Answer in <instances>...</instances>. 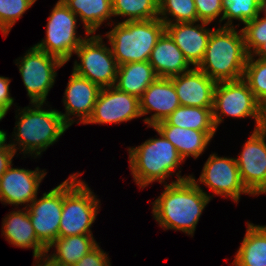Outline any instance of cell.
I'll list each match as a JSON object with an SVG mask.
<instances>
[{"instance_id": "6da1fadb", "label": "cell", "mask_w": 266, "mask_h": 266, "mask_svg": "<svg viewBox=\"0 0 266 266\" xmlns=\"http://www.w3.org/2000/svg\"><path fill=\"white\" fill-rule=\"evenodd\" d=\"M153 203V216L163 229H175L192 235L205 206L213 196L203 192L192 176H179Z\"/></svg>"}, {"instance_id": "7a4b0ae2", "label": "cell", "mask_w": 266, "mask_h": 266, "mask_svg": "<svg viewBox=\"0 0 266 266\" xmlns=\"http://www.w3.org/2000/svg\"><path fill=\"white\" fill-rule=\"evenodd\" d=\"M239 33L234 26L213 29L197 68L215 82L242 79L248 54L242 30Z\"/></svg>"}, {"instance_id": "3957f363", "label": "cell", "mask_w": 266, "mask_h": 266, "mask_svg": "<svg viewBox=\"0 0 266 266\" xmlns=\"http://www.w3.org/2000/svg\"><path fill=\"white\" fill-rule=\"evenodd\" d=\"M165 32V24L154 18L144 21H123L106 33L117 65L148 61Z\"/></svg>"}, {"instance_id": "277c9868", "label": "cell", "mask_w": 266, "mask_h": 266, "mask_svg": "<svg viewBox=\"0 0 266 266\" xmlns=\"http://www.w3.org/2000/svg\"><path fill=\"white\" fill-rule=\"evenodd\" d=\"M153 129L160 138H150L128 150L131 174L141 188L155 181L164 182L184 162L174 145L154 126Z\"/></svg>"}, {"instance_id": "5b68a950", "label": "cell", "mask_w": 266, "mask_h": 266, "mask_svg": "<svg viewBox=\"0 0 266 266\" xmlns=\"http://www.w3.org/2000/svg\"><path fill=\"white\" fill-rule=\"evenodd\" d=\"M32 105L35 108L24 107L18 113L20 117L14 128H17L14 136L23 154L35 153L36 157L55 143L69 126L58 110H43L41 107L43 103H32Z\"/></svg>"}, {"instance_id": "8992f818", "label": "cell", "mask_w": 266, "mask_h": 266, "mask_svg": "<svg viewBox=\"0 0 266 266\" xmlns=\"http://www.w3.org/2000/svg\"><path fill=\"white\" fill-rule=\"evenodd\" d=\"M78 176L72 174L63 182L59 237L92 234L90 227L98 214L100 201Z\"/></svg>"}, {"instance_id": "52a82bcc", "label": "cell", "mask_w": 266, "mask_h": 266, "mask_svg": "<svg viewBox=\"0 0 266 266\" xmlns=\"http://www.w3.org/2000/svg\"><path fill=\"white\" fill-rule=\"evenodd\" d=\"M76 22L77 16L62 0H58L48 18L46 38L35 46L64 63L68 62L80 44L90 35L86 34L85 38L77 37Z\"/></svg>"}, {"instance_id": "ba28073f", "label": "cell", "mask_w": 266, "mask_h": 266, "mask_svg": "<svg viewBox=\"0 0 266 266\" xmlns=\"http://www.w3.org/2000/svg\"><path fill=\"white\" fill-rule=\"evenodd\" d=\"M80 62H74L73 72L101 88L114 86L118 65L111 48L103 44L102 36L86 38L77 48Z\"/></svg>"}, {"instance_id": "9c48e42d", "label": "cell", "mask_w": 266, "mask_h": 266, "mask_svg": "<svg viewBox=\"0 0 266 266\" xmlns=\"http://www.w3.org/2000/svg\"><path fill=\"white\" fill-rule=\"evenodd\" d=\"M260 108L261 104L255 99L253 92L243 79L217 82L212 107V117L216 129L223 121V115L234 118L251 116L256 121L255 129H258Z\"/></svg>"}, {"instance_id": "30bf717a", "label": "cell", "mask_w": 266, "mask_h": 266, "mask_svg": "<svg viewBox=\"0 0 266 266\" xmlns=\"http://www.w3.org/2000/svg\"><path fill=\"white\" fill-rule=\"evenodd\" d=\"M18 60L16 64L19 65V72L27 89V95L30 97V103L44 104L48 92L54 85L56 69L65 63L38 49L35 45L23 58L21 57V61L20 58Z\"/></svg>"}, {"instance_id": "8fae6325", "label": "cell", "mask_w": 266, "mask_h": 266, "mask_svg": "<svg viewBox=\"0 0 266 266\" xmlns=\"http://www.w3.org/2000/svg\"><path fill=\"white\" fill-rule=\"evenodd\" d=\"M266 132L254 129L236 159L243 185L252 195L266 194Z\"/></svg>"}, {"instance_id": "7c38bea8", "label": "cell", "mask_w": 266, "mask_h": 266, "mask_svg": "<svg viewBox=\"0 0 266 266\" xmlns=\"http://www.w3.org/2000/svg\"><path fill=\"white\" fill-rule=\"evenodd\" d=\"M31 204V205H30ZM27 206V211L37 238L48 247L59 237L63 206V183L53 188Z\"/></svg>"}, {"instance_id": "4fadbf2b", "label": "cell", "mask_w": 266, "mask_h": 266, "mask_svg": "<svg viewBox=\"0 0 266 266\" xmlns=\"http://www.w3.org/2000/svg\"><path fill=\"white\" fill-rule=\"evenodd\" d=\"M216 155L209 156L198 181L208 186L215 195L229 196L236 203L241 193L252 195L241 181L236 159Z\"/></svg>"}, {"instance_id": "5bb4252c", "label": "cell", "mask_w": 266, "mask_h": 266, "mask_svg": "<svg viewBox=\"0 0 266 266\" xmlns=\"http://www.w3.org/2000/svg\"><path fill=\"white\" fill-rule=\"evenodd\" d=\"M141 116L138 97L110 86L101 88L93 112L85 124H119Z\"/></svg>"}, {"instance_id": "9a60e30c", "label": "cell", "mask_w": 266, "mask_h": 266, "mask_svg": "<svg viewBox=\"0 0 266 266\" xmlns=\"http://www.w3.org/2000/svg\"><path fill=\"white\" fill-rule=\"evenodd\" d=\"M26 170L10 168L0 177V201L5 204L31 203L37 197V191L46 173L44 170Z\"/></svg>"}, {"instance_id": "2e32d148", "label": "cell", "mask_w": 266, "mask_h": 266, "mask_svg": "<svg viewBox=\"0 0 266 266\" xmlns=\"http://www.w3.org/2000/svg\"><path fill=\"white\" fill-rule=\"evenodd\" d=\"M100 91L99 85L72 72L63 97L66 111L65 114L61 113L69 127L75 122L69 118L71 115L79 117V123L85 124L88 121Z\"/></svg>"}, {"instance_id": "e0dca14e", "label": "cell", "mask_w": 266, "mask_h": 266, "mask_svg": "<svg viewBox=\"0 0 266 266\" xmlns=\"http://www.w3.org/2000/svg\"><path fill=\"white\" fill-rule=\"evenodd\" d=\"M141 115L155 111L151 117L144 119L148 126L153 127L164 121L180 106L178 95L170 78L158 77L139 98Z\"/></svg>"}, {"instance_id": "ac0fdd59", "label": "cell", "mask_w": 266, "mask_h": 266, "mask_svg": "<svg viewBox=\"0 0 266 266\" xmlns=\"http://www.w3.org/2000/svg\"><path fill=\"white\" fill-rule=\"evenodd\" d=\"M180 105L212 108L217 82L209 78L197 67L186 73L170 77Z\"/></svg>"}, {"instance_id": "d6986e66", "label": "cell", "mask_w": 266, "mask_h": 266, "mask_svg": "<svg viewBox=\"0 0 266 266\" xmlns=\"http://www.w3.org/2000/svg\"><path fill=\"white\" fill-rule=\"evenodd\" d=\"M180 22L165 24V31L173 39L176 46L183 52L184 57L193 65L198 67L202 62L209 37L213 30L206 29L210 23L202 22Z\"/></svg>"}, {"instance_id": "ffe728a7", "label": "cell", "mask_w": 266, "mask_h": 266, "mask_svg": "<svg viewBox=\"0 0 266 266\" xmlns=\"http://www.w3.org/2000/svg\"><path fill=\"white\" fill-rule=\"evenodd\" d=\"M148 62L158 77L170 78L190 71L189 62L165 31L153 48Z\"/></svg>"}, {"instance_id": "44dd1931", "label": "cell", "mask_w": 266, "mask_h": 266, "mask_svg": "<svg viewBox=\"0 0 266 266\" xmlns=\"http://www.w3.org/2000/svg\"><path fill=\"white\" fill-rule=\"evenodd\" d=\"M26 212H25V210ZM21 210L13 211L3 219L2 233L7 241L16 247L32 248L33 257L44 255L47 247L37 238L32 226L27 206Z\"/></svg>"}, {"instance_id": "7402d4cb", "label": "cell", "mask_w": 266, "mask_h": 266, "mask_svg": "<svg viewBox=\"0 0 266 266\" xmlns=\"http://www.w3.org/2000/svg\"><path fill=\"white\" fill-rule=\"evenodd\" d=\"M164 137L169 140L179 155L185 158L199 157L213 138L216 131H196L169 125L165 120L154 126Z\"/></svg>"}, {"instance_id": "603a6c76", "label": "cell", "mask_w": 266, "mask_h": 266, "mask_svg": "<svg viewBox=\"0 0 266 266\" xmlns=\"http://www.w3.org/2000/svg\"><path fill=\"white\" fill-rule=\"evenodd\" d=\"M157 78L154 68L148 61L121 64L117 69L114 86L120 91L140 98Z\"/></svg>"}, {"instance_id": "cb8c5ba5", "label": "cell", "mask_w": 266, "mask_h": 266, "mask_svg": "<svg viewBox=\"0 0 266 266\" xmlns=\"http://www.w3.org/2000/svg\"><path fill=\"white\" fill-rule=\"evenodd\" d=\"M232 265L266 266V226L247 222L246 234Z\"/></svg>"}, {"instance_id": "d4e9b609", "label": "cell", "mask_w": 266, "mask_h": 266, "mask_svg": "<svg viewBox=\"0 0 266 266\" xmlns=\"http://www.w3.org/2000/svg\"><path fill=\"white\" fill-rule=\"evenodd\" d=\"M97 245L93 234L58 237L47 247L46 253L55 247L56 253L49 257L57 263L73 266Z\"/></svg>"}, {"instance_id": "484cf974", "label": "cell", "mask_w": 266, "mask_h": 266, "mask_svg": "<svg viewBox=\"0 0 266 266\" xmlns=\"http://www.w3.org/2000/svg\"><path fill=\"white\" fill-rule=\"evenodd\" d=\"M83 21L86 34H93L105 20L111 19V0H62Z\"/></svg>"}, {"instance_id": "4316f807", "label": "cell", "mask_w": 266, "mask_h": 266, "mask_svg": "<svg viewBox=\"0 0 266 266\" xmlns=\"http://www.w3.org/2000/svg\"><path fill=\"white\" fill-rule=\"evenodd\" d=\"M165 121L172 126L196 131H216L212 108L182 106L176 108Z\"/></svg>"}, {"instance_id": "83f0119b", "label": "cell", "mask_w": 266, "mask_h": 266, "mask_svg": "<svg viewBox=\"0 0 266 266\" xmlns=\"http://www.w3.org/2000/svg\"><path fill=\"white\" fill-rule=\"evenodd\" d=\"M114 16H127L124 21L158 18V0H111Z\"/></svg>"}, {"instance_id": "f1b7e54d", "label": "cell", "mask_w": 266, "mask_h": 266, "mask_svg": "<svg viewBox=\"0 0 266 266\" xmlns=\"http://www.w3.org/2000/svg\"><path fill=\"white\" fill-rule=\"evenodd\" d=\"M168 14L173 16L175 21L170 20ZM158 15L164 24L198 22L194 0H158Z\"/></svg>"}, {"instance_id": "f546056e", "label": "cell", "mask_w": 266, "mask_h": 266, "mask_svg": "<svg viewBox=\"0 0 266 266\" xmlns=\"http://www.w3.org/2000/svg\"><path fill=\"white\" fill-rule=\"evenodd\" d=\"M248 55L243 80L253 92L255 99L262 104L266 100V59L254 60Z\"/></svg>"}, {"instance_id": "4dcf8cb0", "label": "cell", "mask_w": 266, "mask_h": 266, "mask_svg": "<svg viewBox=\"0 0 266 266\" xmlns=\"http://www.w3.org/2000/svg\"><path fill=\"white\" fill-rule=\"evenodd\" d=\"M224 13L219 22L228 19L223 27H233L232 20L244 24L259 15V0H223Z\"/></svg>"}, {"instance_id": "1f68e13d", "label": "cell", "mask_w": 266, "mask_h": 266, "mask_svg": "<svg viewBox=\"0 0 266 266\" xmlns=\"http://www.w3.org/2000/svg\"><path fill=\"white\" fill-rule=\"evenodd\" d=\"M37 0H0V30L4 37Z\"/></svg>"}, {"instance_id": "d6a6232c", "label": "cell", "mask_w": 266, "mask_h": 266, "mask_svg": "<svg viewBox=\"0 0 266 266\" xmlns=\"http://www.w3.org/2000/svg\"><path fill=\"white\" fill-rule=\"evenodd\" d=\"M259 16L246 22L244 28L241 29L248 55H253L266 42V19L263 17L260 19Z\"/></svg>"}, {"instance_id": "836d02e7", "label": "cell", "mask_w": 266, "mask_h": 266, "mask_svg": "<svg viewBox=\"0 0 266 266\" xmlns=\"http://www.w3.org/2000/svg\"><path fill=\"white\" fill-rule=\"evenodd\" d=\"M198 22L211 23L220 14L224 13L223 0H194Z\"/></svg>"}, {"instance_id": "e575fe53", "label": "cell", "mask_w": 266, "mask_h": 266, "mask_svg": "<svg viewBox=\"0 0 266 266\" xmlns=\"http://www.w3.org/2000/svg\"><path fill=\"white\" fill-rule=\"evenodd\" d=\"M107 254L97 245L73 266H110Z\"/></svg>"}, {"instance_id": "d590c367", "label": "cell", "mask_w": 266, "mask_h": 266, "mask_svg": "<svg viewBox=\"0 0 266 266\" xmlns=\"http://www.w3.org/2000/svg\"><path fill=\"white\" fill-rule=\"evenodd\" d=\"M14 142L5 145L0 149V177L10 168L12 165V159L17 151Z\"/></svg>"}, {"instance_id": "8d00e7d4", "label": "cell", "mask_w": 266, "mask_h": 266, "mask_svg": "<svg viewBox=\"0 0 266 266\" xmlns=\"http://www.w3.org/2000/svg\"><path fill=\"white\" fill-rule=\"evenodd\" d=\"M10 79L0 76V107L7 113L14 104V98L10 97Z\"/></svg>"}, {"instance_id": "74e56055", "label": "cell", "mask_w": 266, "mask_h": 266, "mask_svg": "<svg viewBox=\"0 0 266 266\" xmlns=\"http://www.w3.org/2000/svg\"><path fill=\"white\" fill-rule=\"evenodd\" d=\"M42 257H45V259L44 258L42 259ZM34 259H37L36 260L37 265H35V266H65L63 264H60V263L55 262L53 259H51L47 255V253H45L44 255H40L38 257H34Z\"/></svg>"}, {"instance_id": "f35d334b", "label": "cell", "mask_w": 266, "mask_h": 266, "mask_svg": "<svg viewBox=\"0 0 266 266\" xmlns=\"http://www.w3.org/2000/svg\"><path fill=\"white\" fill-rule=\"evenodd\" d=\"M258 128L266 132V100L261 104L260 108V123Z\"/></svg>"}, {"instance_id": "ab89813d", "label": "cell", "mask_w": 266, "mask_h": 266, "mask_svg": "<svg viewBox=\"0 0 266 266\" xmlns=\"http://www.w3.org/2000/svg\"><path fill=\"white\" fill-rule=\"evenodd\" d=\"M256 56H259V59H266V42L262 44L254 53Z\"/></svg>"}, {"instance_id": "60d3db41", "label": "cell", "mask_w": 266, "mask_h": 266, "mask_svg": "<svg viewBox=\"0 0 266 266\" xmlns=\"http://www.w3.org/2000/svg\"><path fill=\"white\" fill-rule=\"evenodd\" d=\"M6 134L7 133L5 131L0 130V149H2L7 144V142H6V139H7Z\"/></svg>"}, {"instance_id": "b9f144b4", "label": "cell", "mask_w": 266, "mask_h": 266, "mask_svg": "<svg viewBox=\"0 0 266 266\" xmlns=\"http://www.w3.org/2000/svg\"><path fill=\"white\" fill-rule=\"evenodd\" d=\"M262 12L265 14L263 18L266 19V0H259V15Z\"/></svg>"}, {"instance_id": "7bdbcfd3", "label": "cell", "mask_w": 266, "mask_h": 266, "mask_svg": "<svg viewBox=\"0 0 266 266\" xmlns=\"http://www.w3.org/2000/svg\"><path fill=\"white\" fill-rule=\"evenodd\" d=\"M7 113L0 107V121L5 117Z\"/></svg>"}]
</instances>
